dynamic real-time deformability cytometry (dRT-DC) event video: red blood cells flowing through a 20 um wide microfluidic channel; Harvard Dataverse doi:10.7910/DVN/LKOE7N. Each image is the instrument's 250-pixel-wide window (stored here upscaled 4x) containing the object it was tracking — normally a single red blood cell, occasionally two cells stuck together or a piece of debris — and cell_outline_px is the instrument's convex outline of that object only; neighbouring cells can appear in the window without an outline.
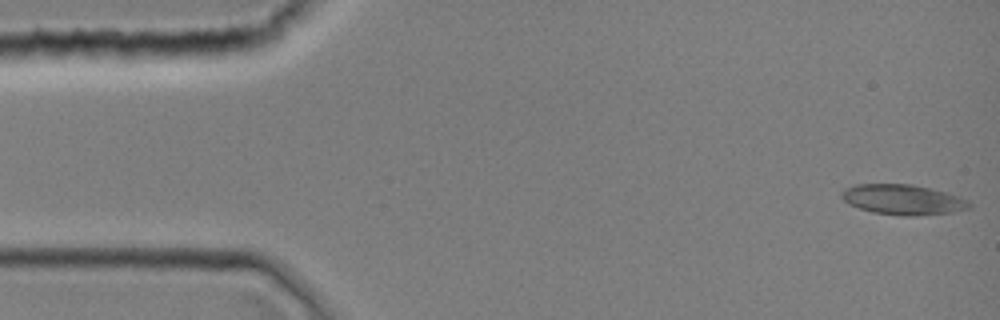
{"species": "common noctule bat (a hibernating species)", "species_latin": "Nyctalus noctula", "temperature_condition": "room temperature", "stored_images_in_passage": 2, "camera_frame_rate_fps": 3000, "um_per_image_px": 0.085, "animal": {"sex": "female", "body_mass_g": 19.0, "forearm_length_mm": 51.5}, "frame": {"image": 1, "passage_image": 1, "time_ms": 0.0, "image_size_px": [1000, 320], "cell_outline_px": [[972, 204], [968, 208], [952, 212], [916, 216], [900, 216], [872, 212], [848, 204], [840, 196], [840, 192], [844, 188], [856, 184], [912, 184], [948, 192], [960, 196], [968, 200]], "centroid_in_image_um": [76.74, 16.96], "position_along_channel_um": 8.3, "area_um2": 22.72}}